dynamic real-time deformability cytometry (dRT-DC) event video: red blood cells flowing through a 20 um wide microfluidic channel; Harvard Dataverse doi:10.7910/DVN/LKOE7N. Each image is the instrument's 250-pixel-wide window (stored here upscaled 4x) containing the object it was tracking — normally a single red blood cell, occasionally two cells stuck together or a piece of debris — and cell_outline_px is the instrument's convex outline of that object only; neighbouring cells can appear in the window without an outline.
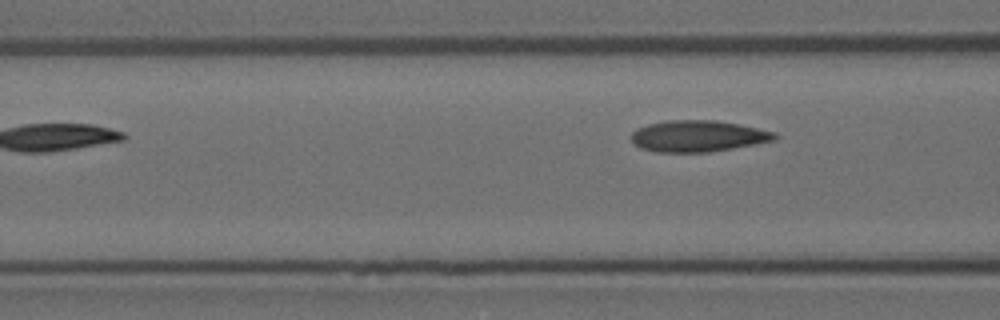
{"species": "Egyptian fruit bat (a non-hibernating species)", "species_latin": "Rousettus aegyptiacus", "temperature_condition": "room temperature", "stored_images_in_passage": 3, "camera_frame_rate_fps": 3000, "um_per_image_px": 0.085, "animal": {"sex": "female"}, "frame": {"image": 1, "passage_image": 3, "time_ms": 0.667, "image_size_px": [1000, 320], "cell_outline_px": [[780, 136], [776, 140], [732, 148], [708, 152], [656, 152], [640, 148], [628, 136], [636, 128], [648, 124], [668, 120], [716, 120], [776, 132]], "centroid_in_image_um": [59.3, 11.57], "position_along_channel_um": 107.3, "area_um2": 26.24}}